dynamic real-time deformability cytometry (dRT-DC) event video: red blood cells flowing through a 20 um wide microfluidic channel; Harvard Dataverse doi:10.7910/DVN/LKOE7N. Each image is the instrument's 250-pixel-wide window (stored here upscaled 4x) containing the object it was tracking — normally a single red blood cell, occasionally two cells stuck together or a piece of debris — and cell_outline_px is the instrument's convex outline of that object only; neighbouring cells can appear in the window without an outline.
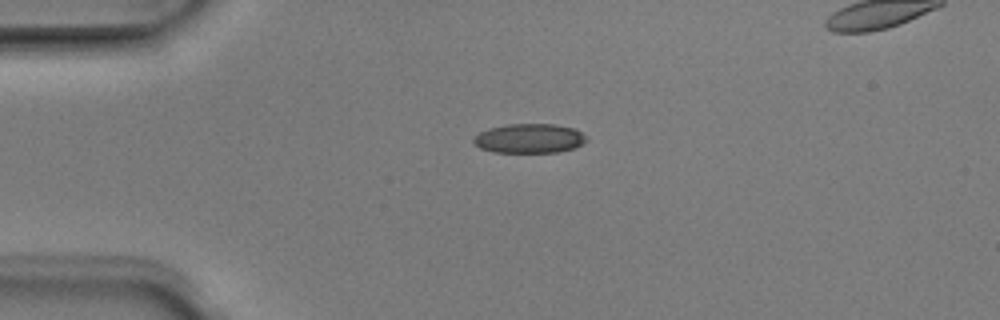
{"species": "Egyptian fruit bat (a non-hibernating species)", "species_latin": "Rousettus aegyptiacus", "temperature_condition": "room temperature", "stored_images_in_passage": 4, "camera_frame_rate_fps": 3000, "um_per_image_px": 0.085, "animal": {"sex": "male"}, "frame": {"image": 1, "passage_image": 1, "time_ms": 0.0, "image_size_px": [1000, 320], "cell_outline_px": [[588, 140], [576, 148], [560, 152], [496, 152], [480, 148], [472, 140], [480, 132], [488, 128], [508, 124], [556, 124], [576, 128], [588, 136]], "centroid_in_image_um": [45.07, 11.76], "position_along_channel_um": 39.9, "area_um2": 19.54}}
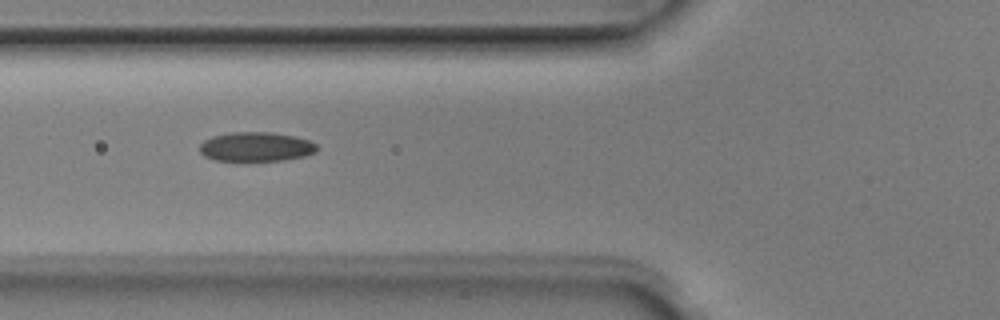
{"frame": {"image": 2, "passage_image": 3, "time_ms": 0.667, "image_size_px": [1000, 320], "cell_outline_px": [[316, 152], [304, 156], [284, 160], [216, 160], [204, 156], [200, 152], [200, 144], [204, 140], [212, 136], [228, 132], [272, 132], [292, 136], [308, 140], [316, 144]], "centroid_in_image_um": [21.73, 12.46], "position_along_channel_um": 104.1, "area_um2": 19.88}}
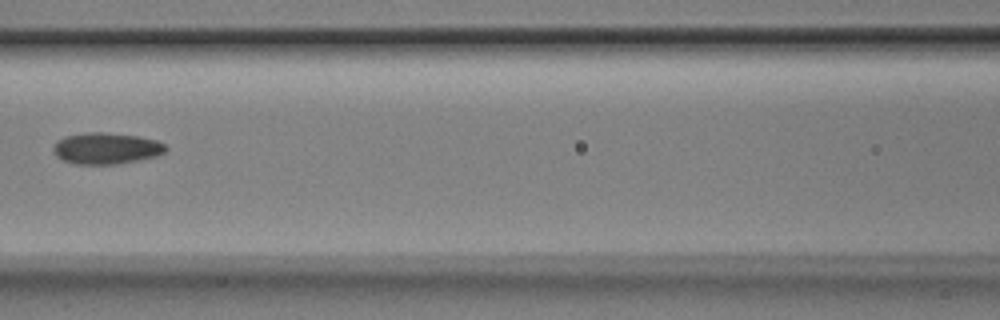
{"frame": {"image": 3, "passage_image": 4, "time_ms": 1.0, "image_size_px": [1000, 320], "cell_outline_px": [[168, 148], [164, 152], [156, 156], [116, 164], [76, 164], [64, 160], [56, 156], [52, 152], [52, 148], [56, 140], [64, 136], [88, 132], [104, 132], [140, 136], [156, 140], [164, 144]], "centroid_in_image_um": [8.99, 12.6], "position_along_channel_um": 157.6, "area_um2": 20.63}}